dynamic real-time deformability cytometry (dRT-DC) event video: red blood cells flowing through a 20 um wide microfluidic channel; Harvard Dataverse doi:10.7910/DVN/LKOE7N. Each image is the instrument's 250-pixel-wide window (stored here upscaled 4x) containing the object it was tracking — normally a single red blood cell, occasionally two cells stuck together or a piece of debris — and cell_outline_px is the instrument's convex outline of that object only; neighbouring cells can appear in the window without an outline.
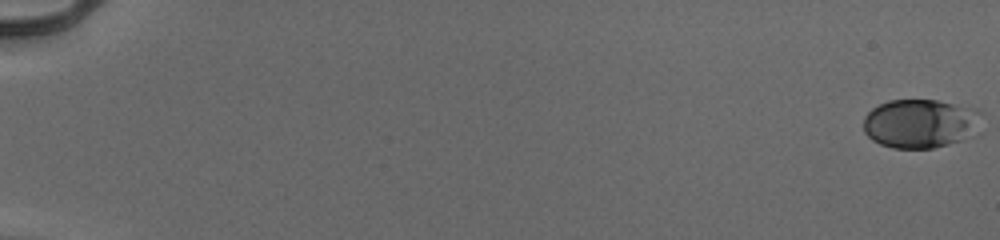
{"species": "human", "species_latin": "Homo sapiens", "temperature_condition": "cold", "stored_images_in_passage": 23, "camera_frame_rate_fps": 3000, "um_per_image_px": 0.085, "donor": {"sex": "male"}, "frame": {"image": 1, "passage_image": 1, "time_ms": 0.0, "image_size_px": [1000, 240], "cell_outline_px": [[984, 112], [972, 136], [948, 144], [932, 148], [892, 148], [880, 144], [872, 140], [864, 132], [864, 116], [872, 108], [888, 100], [936, 100]], "centroid_in_image_um": [78.19, 10.5], "position_along_channel_um": 6.8, "area_um2": 33.47}}
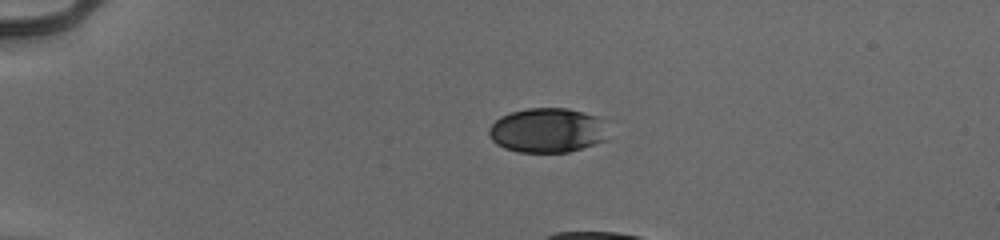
{"frame": {"image": 2, "passage_image": 15, "time_ms": 4.667, "image_size_px": [1000, 240], "cell_outline_px": [[604, 140], [568, 152], [516, 152], [504, 148], [496, 144], [488, 136], [488, 128], [500, 116], [512, 112], [528, 108], [568, 108], [596, 116]], "centroid_in_image_um": [46.37, 11.08], "position_along_channel_um": 38.6, "area_um2": 30.17}}